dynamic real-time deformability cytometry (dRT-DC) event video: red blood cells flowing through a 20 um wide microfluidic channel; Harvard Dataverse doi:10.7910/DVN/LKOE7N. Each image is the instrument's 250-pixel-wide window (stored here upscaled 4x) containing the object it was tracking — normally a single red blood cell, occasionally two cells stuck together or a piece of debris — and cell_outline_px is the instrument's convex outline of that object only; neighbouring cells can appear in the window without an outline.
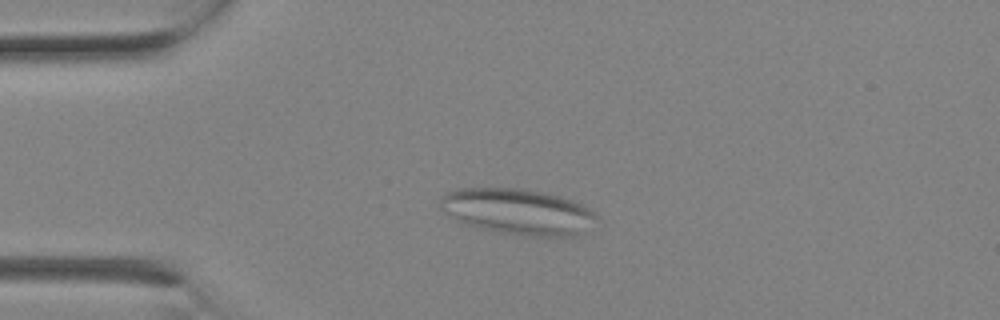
{"species": "Egyptian fruit bat (a non-hibernating species)", "species_latin": "Rousettus aegyptiacus", "temperature_condition": "room temperature", "stored_images_in_passage": 1, "camera_frame_rate_fps": 3000, "um_per_image_px": 0.085, "animal": {"sex": "female"}, "frame": {"image": 1, "passage_image": 1, "time_ms": 0.0, "image_size_px": [1000, 320], "cell_outline_px": [[596, 216], [576, 236], [532, 236], [500, 232], [468, 224], [444, 212], [440, 208], [440, 196], [444, 192], [456, 188], [520, 188], [540, 192], [572, 200], [584, 204]], "centroid_in_image_um": [43.94, 17.96], "position_along_channel_um": 41.1, "area_um2": 40.86}}